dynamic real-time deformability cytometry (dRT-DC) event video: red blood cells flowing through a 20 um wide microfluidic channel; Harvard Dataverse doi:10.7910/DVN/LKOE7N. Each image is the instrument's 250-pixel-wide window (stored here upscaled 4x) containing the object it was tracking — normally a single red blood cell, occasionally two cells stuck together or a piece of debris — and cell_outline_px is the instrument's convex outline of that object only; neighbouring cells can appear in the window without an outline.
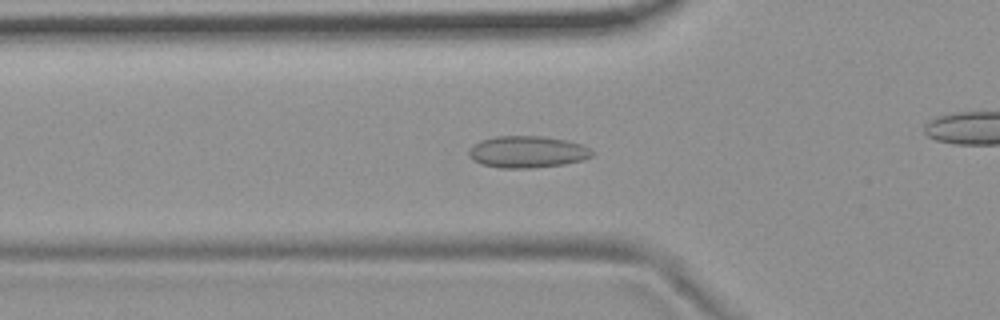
{"species": "common noctule bat (a hibernating species)", "species_latin": "Nyctalus noctula", "temperature_condition": "room temperature", "stored_images_in_passage": 48, "camera_frame_rate_fps": 3000, "um_per_image_px": 0.085, "animal": {"sex": "female", "body_mass_g": 19.9}, "frame": {"image": 1, "passage_image": 11, "time_ms": 3.333, "image_size_px": [1000, 320], "cell_outline_px": [[596, 152], [592, 156], [584, 160], [564, 164], [532, 168], [500, 168], [484, 164], [472, 160], [468, 156], [468, 148], [472, 144], [480, 140], [496, 136], [540, 136], [564, 140], [580, 144]], "centroid_in_image_um": [44.79, 12.91], "position_along_channel_um": 81.0, "area_um2": 22.95}}
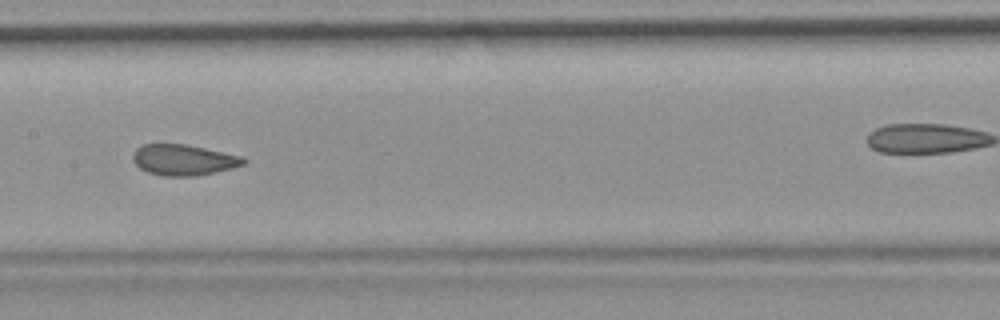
{"frame": {"image": 2, "passage_image": 20, "time_ms": 6.333, "image_size_px": [1000, 320], "cell_outline_px": [[248, 160], [244, 164], [232, 168], [216, 172], [196, 176], [164, 176], [148, 172], [140, 168], [132, 160], [132, 156], [136, 148], [144, 144], [188, 144], [244, 156]], "centroid_in_image_um": [15.64, 13.58], "position_along_channel_um": 191.8, "area_um2": 20.11}}
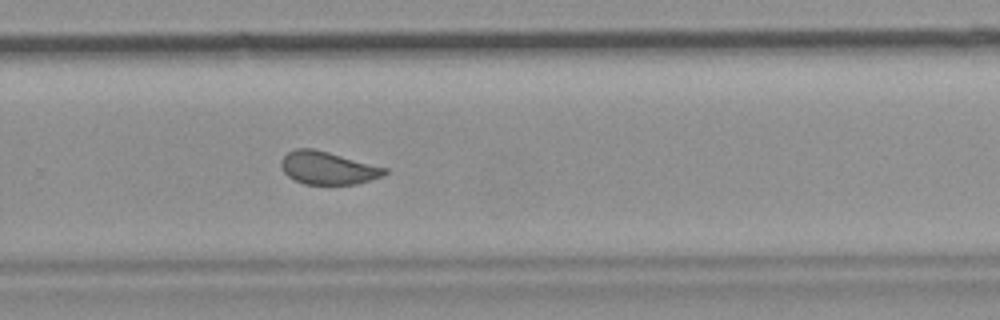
{"frame": {"image": 3, "passage_image": 29, "time_ms": 9.333, "image_size_px": [1000, 320], "cell_outline_px": [[388, 172], [384, 176], [372, 180], [356, 184], [304, 184], [288, 176], [284, 172], [280, 164], [280, 160], [288, 152], [296, 148], [312, 148], [328, 152], [388, 168]], "centroid_in_image_um": [27.89, 14.28], "position_along_channel_um": 301.9, "area_um2": 19.83}, "authors_computed_cell_mechanics": {"area_um2": 20.6346, "velocity_mm_per_s": 3.6911, "shape_relaxation_time_tau1_ms": null, "shape_relaxation_time_tau2_ms": 0.9628, "deformation_change_tau1": null, "deformation_change_tau2": 0.06}}